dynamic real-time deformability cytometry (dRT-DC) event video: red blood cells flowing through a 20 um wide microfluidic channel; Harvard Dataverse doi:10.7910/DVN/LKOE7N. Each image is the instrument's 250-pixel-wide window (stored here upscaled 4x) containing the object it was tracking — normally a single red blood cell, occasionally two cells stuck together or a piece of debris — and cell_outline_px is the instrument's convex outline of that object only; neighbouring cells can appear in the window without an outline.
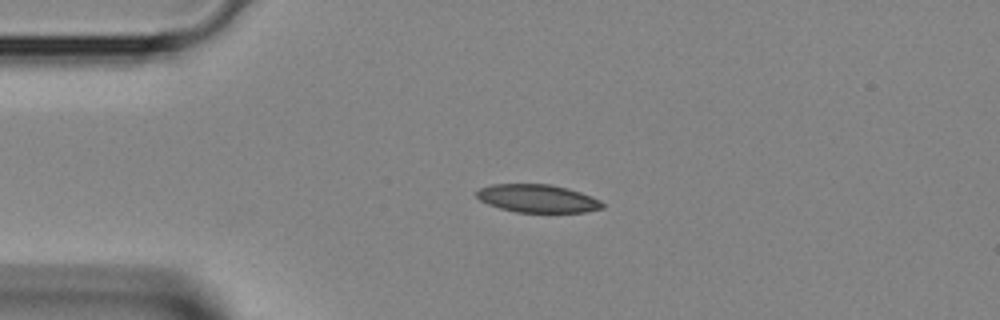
{"species": "Egyptian fruit bat (a non-hibernating species)", "species_latin": "Rousettus aegyptiacus", "temperature_condition": "room temperature", "stored_images_in_passage": 3, "camera_frame_rate_fps": 3000, "um_per_image_px": 0.085, "animal": {"sex": "female"}, "frame": {"image": 1, "passage_image": 2, "time_ms": 0.333, "image_size_px": [1000, 320], "cell_outline_px": [[604, 208], [584, 212], [516, 212], [500, 208], [488, 204], [480, 200], [476, 196], [476, 192], [480, 188], [492, 184], [548, 184], [568, 188], [592, 196], [600, 200], [604, 204]], "centroid_in_image_um": [45.7, 16.87], "position_along_channel_um": 39.3, "area_um2": 20.52}}
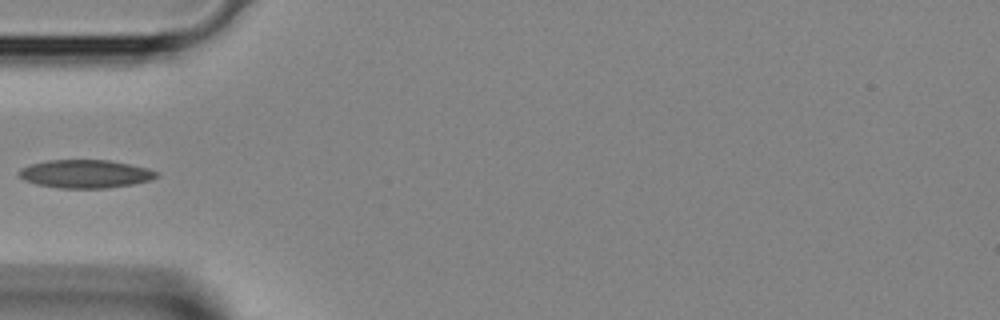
{"frame": {"image": 2, "passage_image": 3, "time_ms": 0.667, "image_size_px": [1000, 320], "cell_outline_px": [[160, 176], [152, 180], [132, 184], [108, 188], [60, 188], [36, 184], [24, 180], [16, 172], [20, 168], [28, 164], [48, 160], [108, 160], [148, 168], [156, 172]], "centroid_in_image_um": [7.23, 14.78], "position_along_channel_um": 77.8, "area_um2": 22.72}}